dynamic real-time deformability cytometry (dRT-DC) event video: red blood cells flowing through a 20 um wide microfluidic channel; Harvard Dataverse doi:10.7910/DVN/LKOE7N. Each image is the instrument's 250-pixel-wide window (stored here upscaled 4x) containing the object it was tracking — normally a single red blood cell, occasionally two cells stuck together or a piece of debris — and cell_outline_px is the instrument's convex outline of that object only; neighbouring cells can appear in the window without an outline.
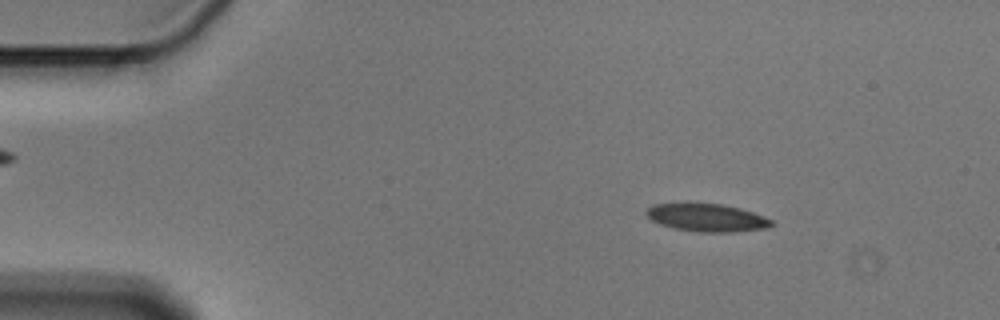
{"species": "Egyptian fruit bat (a non-hibernating species)", "species_latin": "Rousettus aegyptiacus", "temperature_condition": "cold", "stored_images_in_passage": 55, "camera_frame_rate_fps": 3000, "um_per_image_px": 0.085, "animal": {"sex": "male"}, "frame": {"image": 1, "passage_image": 8, "time_ms": 2.333, "image_size_px": [1000, 320], "cell_outline_px": [[776, 224], [768, 228], [732, 232], [700, 232], [672, 228], [660, 224], [652, 220], [644, 212], [652, 204], [688, 200], [720, 204], [740, 208], [764, 216], [772, 220]], "centroid_in_image_um": [60.04, 18.45], "position_along_channel_um": 25.0, "area_um2": 21.15}}
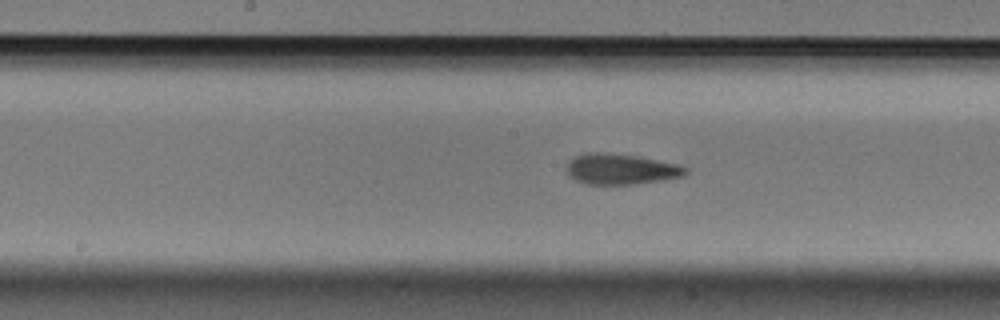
{"frame": {"image": 2, "passage_image": 28, "time_ms": 9.0, "image_size_px": [1000, 320], "cell_outline_px": [[688, 172], [684, 176], [664, 180], [632, 184], [588, 184], [576, 180], [568, 176], [564, 168], [568, 160], [576, 156], [588, 152], [604, 152], [636, 156], [680, 164], [688, 168]], "centroid_in_image_um": [52.76, 14.37], "position_along_channel_um": 195.4, "area_um2": 21.5}}
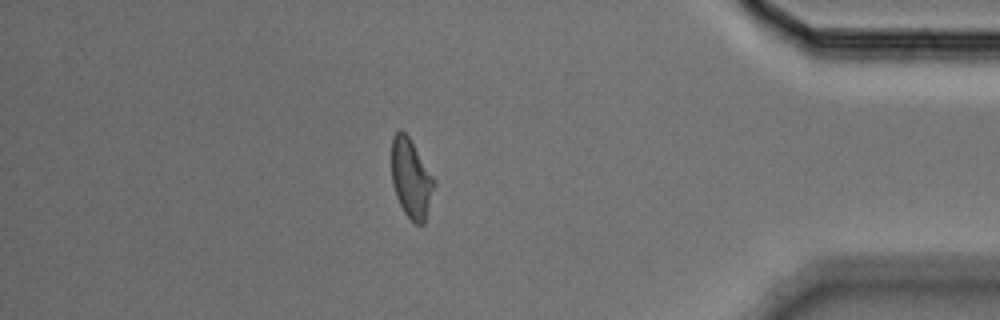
{"frame": {"image": 3, "passage_image": 48, "time_ms": 15.667, "image_size_px": [1000, 320], "cell_outline_px": [[436, 184], [424, 224], [416, 224], [404, 212], [396, 196], [392, 184], [392, 140], [396, 132], [400, 128], [408, 136], [436, 180]], "centroid_in_image_um": [34.96, 15.18], "position_along_channel_um": 400.2, "area_um2": 19.54}, "authors_computed_cell_mechanics": {"area_um2": 20.5768, "velocity_mm_per_s": 3.5979, "shape_relaxation_time_tau1_ms": 4.6938, "shape_relaxation_time_tau2_ms": 2.4558, "deformation_change_tau1": 0.1528, "deformation_change_tau2": 0.11}}